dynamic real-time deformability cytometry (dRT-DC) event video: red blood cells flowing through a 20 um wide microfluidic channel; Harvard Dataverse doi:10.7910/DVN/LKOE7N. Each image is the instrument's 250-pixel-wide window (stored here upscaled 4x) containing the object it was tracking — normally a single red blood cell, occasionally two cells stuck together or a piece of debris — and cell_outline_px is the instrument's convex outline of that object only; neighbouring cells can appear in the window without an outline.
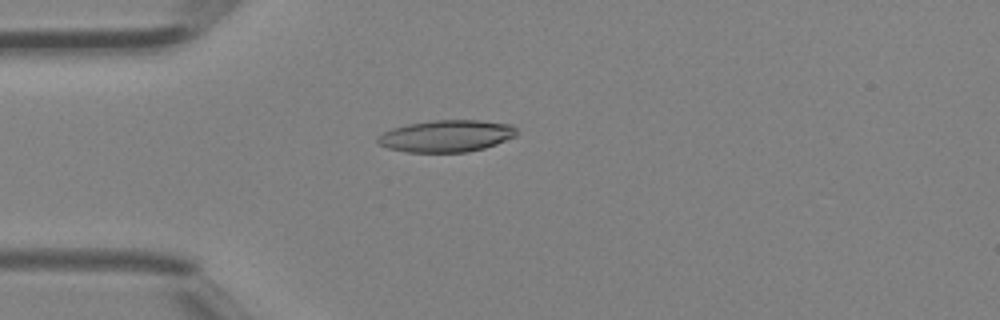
{"species": "Egyptian fruit bat (a non-hibernating species)", "species_latin": "Rousettus aegyptiacus", "temperature_condition": "room temperature", "stored_images_in_passage": 37, "camera_frame_rate_fps": 3000, "um_per_image_px": 0.085, "animal": {"sex": "female"}, "frame": {"image": 1, "passage_image": 11, "time_ms": 3.333, "image_size_px": [1000, 320], "cell_outline_px": [[516, 136], [496, 144], [484, 148], [468, 152], [408, 152], [388, 148], [380, 144], [376, 140], [376, 136], [392, 128], [408, 124], [432, 120], [480, 120], [512, 124], [516, 128]], "centroid_in_image_um": [37.95, 11.55], "position_along_channel_um": 47.1, "area_um2": 25.89}}
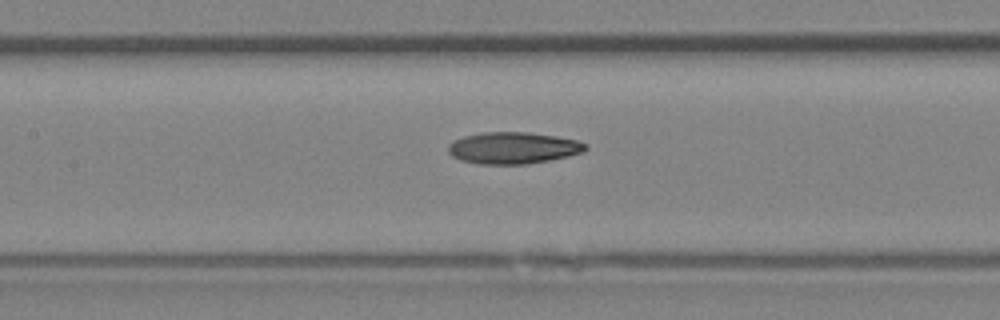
{"frame": {"image": 2, "passage_image": 19, "time_ms": 6.0, "image_size_px": [1000, 320], "cell_outline_px": [[588, 148], [584, 152], [568, 156], [548, 160], [524, 164], [480, 164], [460, 160], [452, 156], [448, 152], [448, 144], [464, 136], [484, 132], [528, 132], [556, 136], [576, 140], [588, 144]], "centroid_in_image_um": [43.63, 12.57], "position_along_channel_um": 163.8, "area_um2": 25.32}}
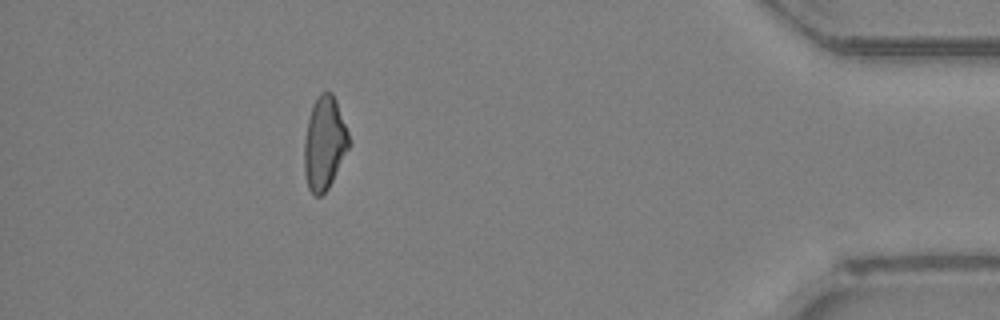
{"frame": {"image": 3, "passage_image": 37, "time_ms": 12.0, "image_size_px": [1000, 320], "cell_outline_px": [[348, 148], [328, 188], [320, 196], [316, 196], [308, 188], [304, 172], [304, 140], [308, 120], [312, 104], [316, 96], [320, 92], [332, 92], [336, 100], [348, 132]], "centroid_in_image_um": [27.54, 12.14], "position_along_channel_um": 407.7, "area_um2": 23.93}}